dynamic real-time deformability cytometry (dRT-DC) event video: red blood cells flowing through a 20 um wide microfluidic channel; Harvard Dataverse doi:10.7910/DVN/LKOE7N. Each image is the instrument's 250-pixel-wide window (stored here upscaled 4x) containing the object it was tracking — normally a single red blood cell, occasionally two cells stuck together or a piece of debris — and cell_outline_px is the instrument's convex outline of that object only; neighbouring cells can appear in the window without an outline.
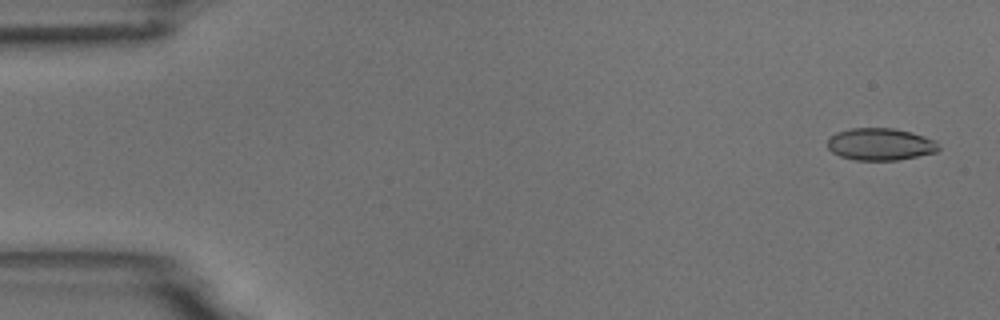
{"species": "common noctule bat (a hibernating species)", "species_latin": "Nyctalus noctula", "temperature_condition": "room temperature", "stored_images_in_passage": 5, "camera_frame_rate_fps": 3000, "um_per_image_px": 0.085, "animal": {"sex": "male", "body_mass_g": 18.8}, "frame": {"image": 1, "passage_image": 1, "time_ms": 0.0, "image_size_px": [1000, 320], "cell_outline_px": [[940, 148], [936, 152], [896, 160], [856, 160], [840, 156], [832, 152], [828, 148], [828, 140], [836, 132], [852, 128], [892, 128], [912, 132], [936, 140]], "centroid_in_image_um": [74.84, 12.25], "position_along_channel_um": 10.2, "area_um2": 20.75}}
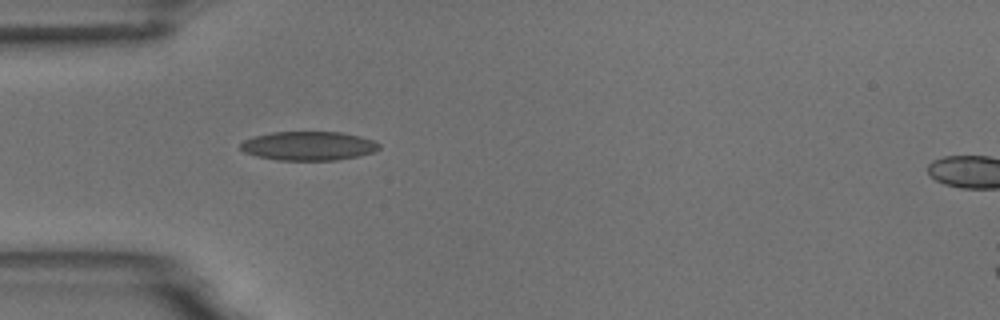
{"frame": {"image": 2, "passage_image": 4, "time_ms": 4.667, "image_size_px": [1000, 320], "cell_outline_px": [[380, 148], [376, 152], [360, 156], [336, 160], [276, 160], [256, 156], [244, 152], [240, 148], [240, 144], [244, 140], [252, 136], [272, 132], [340, 132], [360, 136], [372, 140], [380, 144]], "centroid_in_image_um": [26.23, 12.4], "position_along_channel_um": 58.8, "area_um2": 23.58}}